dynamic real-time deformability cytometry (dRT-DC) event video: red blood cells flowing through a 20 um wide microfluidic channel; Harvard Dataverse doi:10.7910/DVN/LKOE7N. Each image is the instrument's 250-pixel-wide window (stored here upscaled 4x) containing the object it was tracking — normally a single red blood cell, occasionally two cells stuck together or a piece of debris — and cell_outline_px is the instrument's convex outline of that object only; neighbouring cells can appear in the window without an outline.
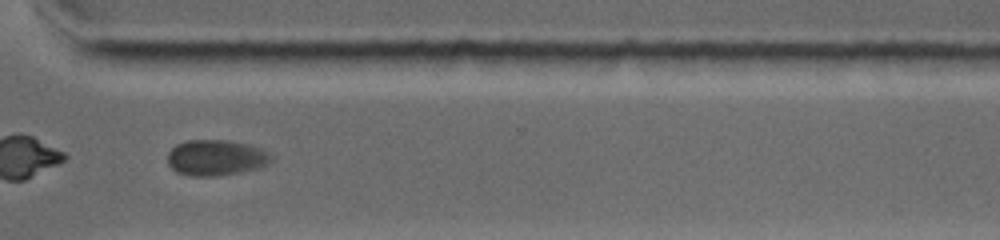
{"species": "common noctule bat (a hibernating species)", "species_latin": "Nyctalus noctula", "temperature_condition": "warm", "stored_images_in_passage": 42, "camera_frame_rate_fps": 4500, "um_per_image_px": 0.085, "animal": {"sex": "female", "body_mass_g": 19.0, "forearm_length_mm": 53.3}, "frame": {"image": 1, "passage_image": 24, "time_ms": 8.222, "image_size_px": [1000, 240], "cell_outline_px": [[276, 156], [268, 164], [260, 168], [240, 172], [216, 176], [192, 176], [176, 172], [168, 164], [168, 152], [176, 144], [188, 140], [232, 140], [248, 144], [272, 152]], "centroid_in_image_um": [18.42, 13.4], "position_along_channel_um": 352.2, "area_um2": 22.02}}